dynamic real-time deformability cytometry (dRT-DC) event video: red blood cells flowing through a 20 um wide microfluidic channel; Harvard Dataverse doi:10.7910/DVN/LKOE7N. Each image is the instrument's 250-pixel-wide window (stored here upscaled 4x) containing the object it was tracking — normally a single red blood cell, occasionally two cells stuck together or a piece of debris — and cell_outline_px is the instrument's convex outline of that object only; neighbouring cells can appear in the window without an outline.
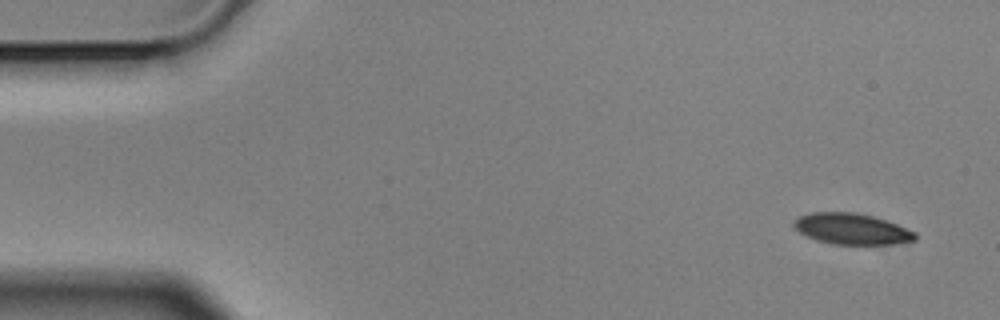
{"species": "Egyptian fruit bat (a non-hibernating species)", "species_latin": "Rousettus aegyptiacus", "temperature_condition": "cold", "stored_images_in_passage": 4, "camera_frame_rate_fps": 3000, "um_per_image_px": 0.085, "animal": {"sex": "male"}, "frame": {"image": 1, "passage_image": 1, "time_ms": 0.0, "image_size_px": [1000, 320], "cell_outline_px": [[916, 240], [892, 244], [832, 244], [816, 240], [800, 232], [792, 224], [800, 216], [812, 212], [856, 212], [872, 216], [896, 224], [916, 232]], "centroid_in_image_um": [72.41, 19.45], "position_along_channel_um": 12.6, "area_um2": 21.68}}
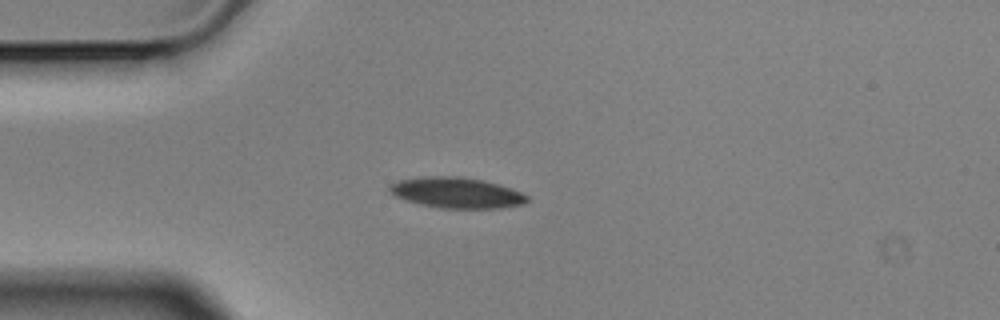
{"frame": {"image": 2, "passage_image": 4, "time_ms": 1.0, "image_size_px": [1000, 320], "cell_outline_px": [[528, 200], [524, 204], [500, 208], [440, 208], [420, 204], [396, 196], [388, 188], [392, 184], [400, 180], [428, 176], [456, 176], [480, 180], [512, 188], [528, 196]], "centroid_in_image_um": [38.84, 16.39], "position_along_channel_um": 46.2, "area_um2": 24.16}}